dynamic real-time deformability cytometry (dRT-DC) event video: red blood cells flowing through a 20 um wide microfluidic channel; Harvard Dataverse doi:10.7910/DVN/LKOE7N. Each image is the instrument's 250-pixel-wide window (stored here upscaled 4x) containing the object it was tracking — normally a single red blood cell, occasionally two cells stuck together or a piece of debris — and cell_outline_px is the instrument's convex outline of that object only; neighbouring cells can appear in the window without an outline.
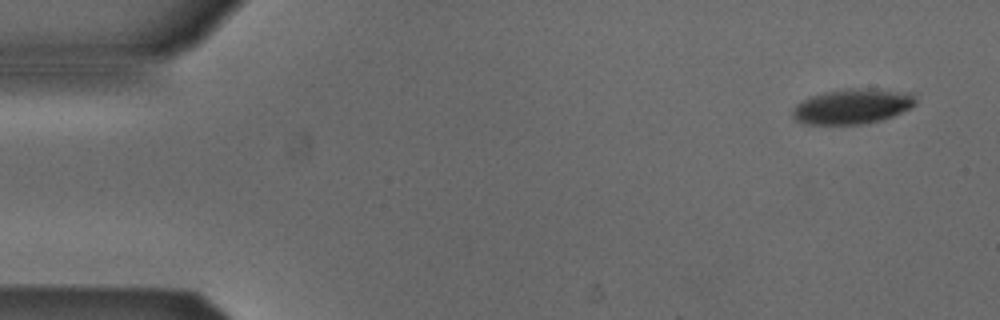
{"species": "Egyptian fruit bat (a non-hibernating species)", "species_latin": "Rousettus aegyptiacus", "temperature_condition": "cold", "stored_images_in_passage": 50, "camera_frame_rate_fps": 3000, "um_per_image_px": 0.085, "animal": {"sex": "male"}, "frame": {"image": 1, "passage_image": 1, "time_ms": 0.0, "image_size_px": [1000, 320], "cell_outline_px": [[916, 100], [908, 108], [892, 116], [860, 124], [812, 124], [796, 120], [792, 116], [792, 108], [800, 100], [808, 96], [824, 92], [844, 88], [876, 88], [912, 92]], "centroid_in_image_um": [72.4, 9.0], "position_along_channel_um": 12.6, "area_um2": 25.14}}
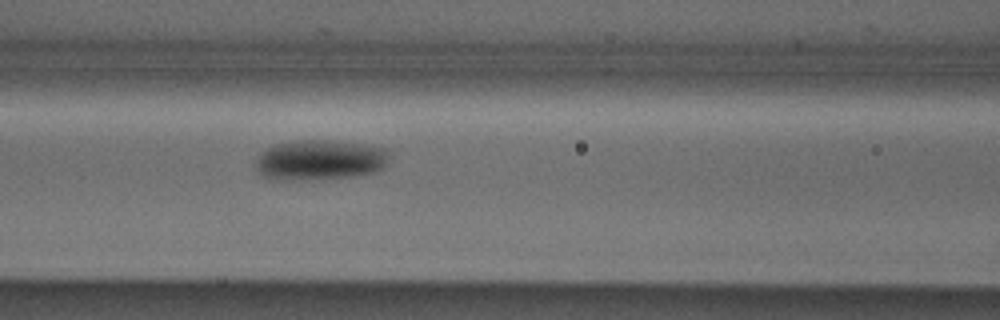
{"frame": {"image": 2, "passage_image": 20, "time_ms": 6.333, "image_size_px": [1000, 320], "cell_outline_px": [[388, 156], [384, 164], [380, 168], [372, 172], [352, 176], [264, 176], [256, 168], [256, 156], [260, 152], [272, 144], [292, 140], [328, 140], [384, 148], [388, 152]], "centroid_in_image_um": [27.15, 13.5], "position_along_channel_um": 139.4, "area_um2": 29.42}}
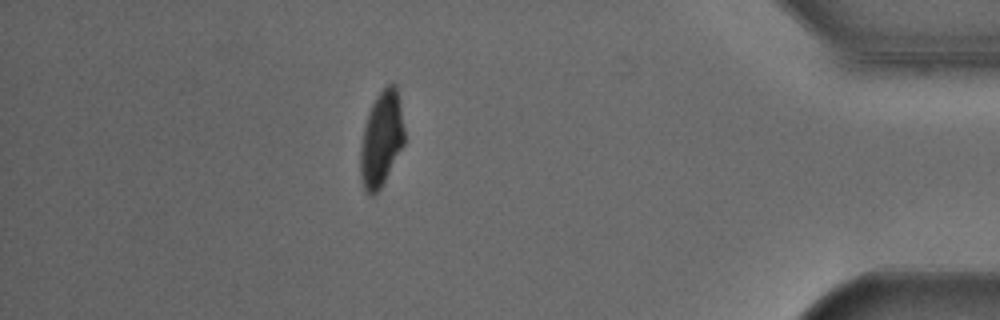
{"frame": {"image": 3, "passage_image": 44, "time_ms": 14.333, "image_size_px": [1000, 320], "cell_outline_px": [[404, 144], [384, 184], [372, 196], [368, 196], [364, 192], [360, 176], [360, 152], [364, 128], [372, 104], [376, 96], [388, 84], [396, 84], [404, 128]], "centroid_in_image_um": [32.41, 11.89], "position_along_channel_um": 402.8, "area_um2": 24.33}, "authors_computed_cell_mechanics": {"area_um2": 26.8481, "velocity_mm_per_s": 3.8736, "shape_relaxation_time_tau1_ms": 3.6444, "shape_relaxation_time_tau2_ms": null, "deformation_change_tau1": 0.1251, "deformation_change_tau2": null}}